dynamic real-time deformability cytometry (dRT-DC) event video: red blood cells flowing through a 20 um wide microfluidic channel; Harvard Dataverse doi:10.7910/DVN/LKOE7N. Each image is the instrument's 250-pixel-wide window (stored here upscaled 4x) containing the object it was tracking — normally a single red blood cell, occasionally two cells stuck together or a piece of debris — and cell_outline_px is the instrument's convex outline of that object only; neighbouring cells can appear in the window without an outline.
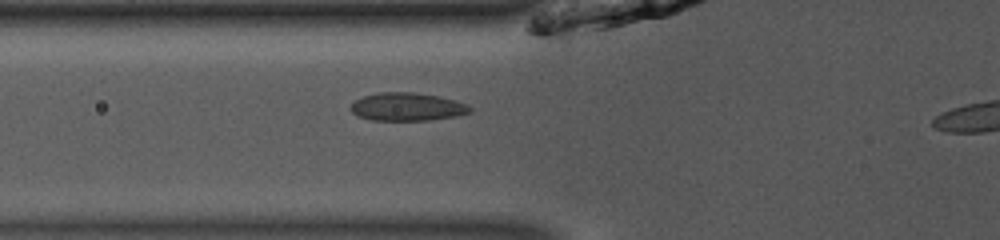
{"species": "common noctule bat (a hibernating species)", "species_latin": "Nyctalus noctula", "temperature_condition": "room temperature", "stored_images_in_passage": 47, "camera_frame_rate_fps": 3000, "um_per_image_px": 0.085, "animal": {"sex": "male", "body_mass_g": 13.0, "forearm_length_mm": 53.1}, "frame": {"image": 1, "passage_image": 20, "time_ms": 6.333, "image_size_px": [1000, 240], "cell_outline_px": [[472, 112], [456, 116], [428, 120], [372, 120], [360, 116], [352, 112], [348, 108], [356, 100], [364, 96], [380, 92], [416, 92], [440, 96], [468, 104], [472, 108]], "centroid_in_image_um": [34.64, 9.07], "position_along_channel_um": 91.2, "area_um2": 19.54}}
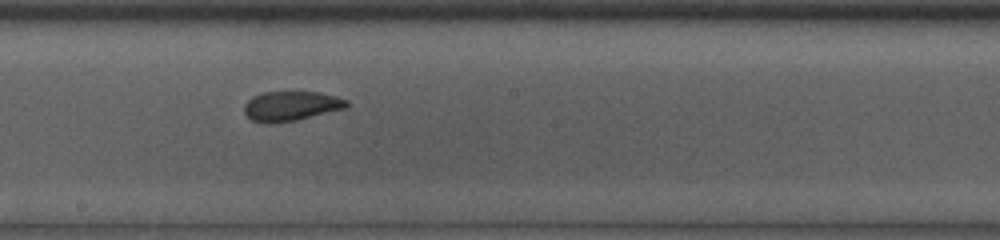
{"frame": {"image": 2, "passage_image": 30, "time_ms": 9.667, "image_size_px": [1000, 240], "cell_outline_px": [[348, 108], [296, 120], [276, 124], [264, 124], [252, 120], [244, 112], [244, 104], [252, 96], [264, 92], [320, 92], [336, 96], [348, 100]], "centroid_in_image_um": [24.74, 9.02], "position_along_channel_um": 223.5, "area_um2": 17.98}}
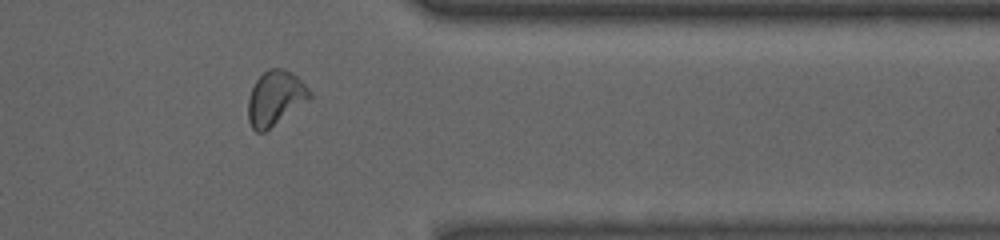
{"frame": {"image": 3, "passage_image": 43, "time_ms": 14.0, "image_size_px": [1000, 240], "cell_outline_px": [[312, 96], [308, 100], [264, 132], [256, 132], [252, 128], [248, 120], [248, 100], [252, 88], [256, 80], [268, 68], [284, 68], [292, 72], [312, 92]], "centroid_in_image_um": [23.39, 8.32], "position_along_channel_um": 388.0, "area_um2": 19.36}}